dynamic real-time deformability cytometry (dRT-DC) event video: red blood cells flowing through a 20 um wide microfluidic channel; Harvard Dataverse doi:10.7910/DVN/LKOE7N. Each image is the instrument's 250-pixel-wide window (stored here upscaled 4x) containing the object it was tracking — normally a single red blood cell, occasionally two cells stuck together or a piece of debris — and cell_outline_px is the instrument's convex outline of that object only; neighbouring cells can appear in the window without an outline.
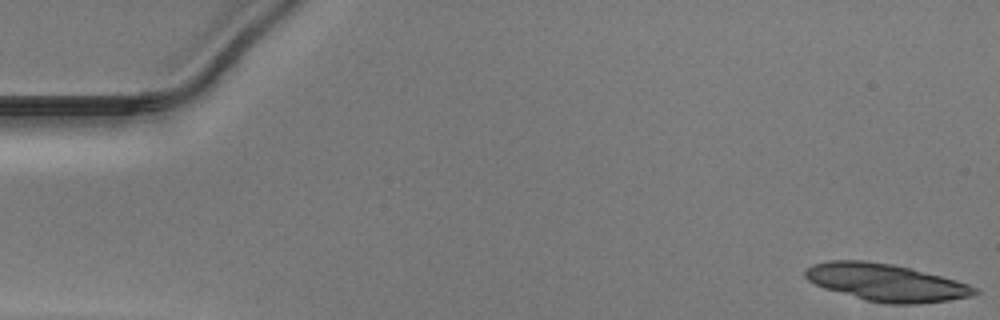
{"species": "Egyptian fruit bat (a non-hibernating species)", "species_latin": "Rousettus aegyptiacus", "temperature_condition": "warm", "stored_images_in_passage": 14, "camera_frame_rate_fps": 3000, "um_per_image_px": 0.085, "animal": {"sex": "male"}, "frame": {"image": 1, "passage_image": 1, "time_ms": 0.0, "image_size_px": [1000, 320], "cell_outline_px": [[980, 292], [972, 296], [948, 300], [916, 304], [884, 304], [868, 300], [824, 288], [808, 280], [804, 276], [804, 272], [812, 264], [828, 260], [864, 260], [892, 264], [912, 268], [956, 280], [968, 284], [976, 288]], "centroid_in_image_um": [75.32, 24.0], "position_along_channel_um": 9.7, "area_um2": 36.7}}